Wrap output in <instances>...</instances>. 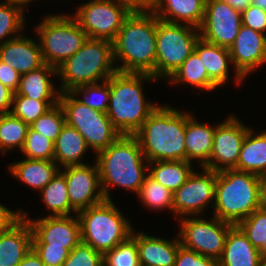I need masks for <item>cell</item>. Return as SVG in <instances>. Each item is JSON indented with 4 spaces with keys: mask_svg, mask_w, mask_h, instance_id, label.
Wrapping results in <instances>:
<instances>
[{
    "mask_svg": "<svg viewBox=\"0 0 266 266\" xmlns=\"http://www.w3.org/2000/svg\"><path fill=\"white\" fill-rule=\"evenodd\" d=\"M170 81V82H169ZM168 82L172 85H188L194 88H199L197 94H200L201 89L207 91H215L219 88L208 76L207 70L202 64L199 55L193 50L189 57L182 65L171 75Z\"/></svg>",
    "mask_w": 266,
    "mask_h": 266,
    "instance_id": "30",
    "label": "cell"
},
{
    "mask_svg": "<svg viewBox=\"0 0 266 266\" xmlns=\"http://www.w3.org/2000/svg\"><path fill=\"white\" fill-rule=\"evenodd\" d=\"M21 74L0 60V82L16 92L19 88Z\"/></svg>",
    "mask_w": 266,
    "mask_h": 266,
    "instance_id": "46",
    "label": "cell"
},
{
    "mask_svg": "<svg viewBox=\"0 0 266 266\" xmlns=\"http://www.w3.org/2000/svg\"><path fill=\"white\" fill-rule=\"evenodd\" d=\"M159 18L150 9H134L113 41L117 71L148 73L155 78L156 30Z\"/></svg>",
    "mask_w": 266,
    "mask_h": 266,
    "instance_id": "1",
    "label": "cell"
},
{
    "mask_svg": "<svg viewBox=\"0 0 266 266\" xmlns=\"http://www.w3.org/2000/svg\"><path fill=\"white\" fill-rule=\"evenodd\" d=\"M239 12H243L251 5V0H223Z\"/></svg>",
    "mask_w": 266,
    "mask_h": 266,
    "instance_id": "52",
    "label": "cell"
},
{
    "mask_svg": "<svg viewBox=\"0 0 266 266\" xmlns=\"http://www.w3.org/2000/svg\"><path fill=\"white\" fill-rule=\"evenodd\" d=\"M5 3L17 6L26 12L27 5H30L32 2L34 3L36 0H3Z\"/></svg>",
    "mask_w": 266,
    "mask_h": 266,
    "instance_id": "53",
    "label": "cell"
},
{
    "mask_svg": "<svg viewBox=\"0 0 266 266\" xmlns=\"http://www.w3.org/2000/svg\"><path fill=\"white\" fill-rule=\"evenodd\" d=\"M259 253L261 254L262 258L266 257V246H262L259 249Z\"/></svg>",
    "mask_w": 266,
    "mask_h": 266,
    "instance_id": "55",
    "label": "cell"
},
{
    "mask_svg": "<svg viewBox=\"0 0 266 266\" xmlns=\"http://www.w3.org/2000/svg\"><path fill=\"white\" fill-rule=\"evenodd\" d=\"M237 226L246 235L256 249L266 246V212L255 210L250 216L242 220Z\"/></svg>",
    "mask_w": 266,
    "mask_h": 266,
    "instance_id": "41",
    "label": "cell"
},
{
    "mask_svg": "<svg viewBox=\"0 0 266 266\" xmlns=\"http://www.w3.org/2000/svg\"><path fill=\"white\" fill-rule=\"evenodd\" d=\"M17 266H45L39 255L32 248Z\"/></svg>",
    "mask_w": 266,
    "mask_h": 266,
    "instance_id": "49",
    "label": "cell"
},
{
    "mask_svg": "<svg viewBox=\"0 0 266 266\" xmlns=\"http://www.w3.org/2000/svg\"><path fill=\"white\" fill-rule=\"evenodd\" d=\"M174 266H218L213 258L198 254L183 245L179 246Z\"/></svg>",
    "mask_w": 266,
    "mask_h": 266,
    "instance_id": "44",
    "label": "cell"
},
{
    "mask_svg": "<svg viewBox=\"0 0 266 266\" xmlns=\"http://www.w3.org/2000/svg\"><path fill=\"white\" fill-rule=\"evenodd\" d=\"M192 166L189 161H153L148 163V175L174 193L193 173Z\"/></svg>",
    "mask_w": 266,
    "mask_h": 266,
    "instance_id": "31",
    "label": "cell"
},
{
    "mask_svg": "<svg viewBox=\"0 0 266 266\" xmlns=\"http://www.w3.org/2000/svg\"><path fill=\"white\" fill-rule=\"evenodd\" d=\"M77 216L82 243L102 254L124 242L134 229L112 200L80 210Z\"/></svg>",
    "mask_w": 266,
    "mask_h": 266,
    "instance_id": "7",
    "label": "cell"
},
{
    "mask_svg": "<svg viewBox=\"0 0 266 266\" xmlns=\"http://www.w3.org/2000/svg\"><path fill=\"white\" fill-rule=\"evenodd\" d=\"M48 14L35 27L45 64L58 67L73 56L88 36L70 14Z\"/></svg>",
    "mask_w": 266,
    "mask_h": 266,
    "instance_id": "8",
    "label": "cell"
},
{
    "mask_svg": "<svg viewBox=\"0 0 266 266\" xmlns=\"http://www.w3.org/2000/svg\"><path fill=\"white\" fill-rule=\"evenodd\" d=\"M201 169V173L194 170L185 183L173 193L175 218L200 216L210 203L213 208L217 172L204 167Z\"/></svg>",
    "mask_w": 266,
    "mask_h": 266,
    "instance_id": "13",
    "label": "cell"
},
{
    "mask_svg": "<svg viewBox=\"0 0 266 266\" xmlns=\"http://www.w3.org/2000/svg\"><path fill=\"white\" fill-rule=\"evenodd\" d=\"M178 235L181 245L200 255L218 260L223 252L228 232L233 224L212 216H188L179 219Z\"/></svg>",
    "mask_w": 266,
    "mask_h": 266,
    "instance_id": "12",
    "label": "cell"
},
{
    "mask_svg": "<svg viewBox=\"0 0 266 266\" xmlns=\"http://www.w3.org/2000/svg\"><path fill=\"white\" fill-rule=\"evenodd\" d=\"M173 192L154 179L149 175L144 179L139 192L137 193L138 199L143 203L145 208H149L156 212L160 210H168L173 214Z\"/></svg>",
    "mask_w": 266,
    "mask_h": 266,
    "instance_id": "34",
    "label": "cell"
},
{
    "mask_svg": "<svg viewBox=\"0 0 266 266\" xmlns=\"http://www.w3.org/2000/svg\"><path fill=\"white\" fill-rule=\"evenodd\" d=\"M134 9L123 0H90L71 14L88 38L113 42Z\"/></svg>",
    "mask_w": 266,
    "mask_h": 266,
    "instance_id": "11",
    "label": "cell"
},
{
    "mask_svg": "<svg viewBox=\"0 0 266 266\" xmlns=\"http://www.w3.org/2000/svg\"><path fill=\"white\" fill-rule=\"evenodd\" d=\"M148 163L186 161L185 112L158 105L134 134Z\"/></svg>",
    "mask_w": 266,
    "mask_h": 266,
    "instance_id": "4",
    "label": "cell"
},
{
    "mask_svg": "<svg viewBox=\"0 0 266 266\" xmlns=\"http://www.w3.org/2000/svg\"><path fill=\"white\" fill-rule=\"evenodd\" d=\"M105 199L112 200L110 187L139 192L148 175V161L134 135H120L106 149L95 155Z\"/></svg>",
    "mask_w": 266,
    "mask_h": 266,
    "instance_id": "2",
    "label": "cell"
},
{
    "mask_svg": "<svg viewBox=\"0 0 266 266\" xmlns=\"http://www.w3.org/2000/svg\"><path fill=\"white\" fill-rule=\"evenodd\" d=\"M241 25V12L223 0H206L199 35L209 43L229 49Z\"/></svg>",
    "mask_w": 266,
    "mask_h": 266,
    "instance_id": "14",
    "label": "cell"
},
{
    "mask_svg": "<svg viewBox=\"0 0 266 266\" xmlns=\"http://www.w3.org/2000/svg\"><path fill=\"white\" fill-rule=\"evenodd\" d=\"M260 266H266V257L262 258Z\"/></svg>",
    "mask_w": 266,
    "mask_h": 266,
    "instance_id": "56",
    "label": "cell"
},
{
    "mask_svg": "<svg viewBox=\"0 0 266 266\" xmlns=\"http://www.w3.org/2000/svg\"><path fill=\"white\" fill-rule=\"evenodd\" d=\"M215 127L216 125L199 122L190 112H185L186 161L196 160L199 168L209 161Z\"/></svg>",
    "mask_w": 266,
    "mask_h": 266,
    "instance_id": "22",
    "label": "cell"
},
{
    "mask_svg": "<svg viewBox=\"0 0 266 266\" xmlns=\"http://www.w3.org/2000/svg\"><path fill=\"white\" fill-rule=\"evenodd\" d=\"M57 75V68L44 64L37 70L22 74L18 90L14 95H23L35 100H59L60 90L55 88L51 77Z\"/></svg>",
    "mask_w": 266,
    "mask_h": 266,
    "instance_id": "27",
    "label": "cell"
},
{
    "mask_svg": "<svg viewBox=\"0 0 266 266\" xmlns=\"http://www.w3.org/2000/svg\"><path fill=\"white\" fill-rule=\"evenodd\" d=\"M139 231L137 247L140 265L143 266H174L181 241L178 237L173 240L163 239Z\"/></svg>",
    "mask_w": 266,
    "mask_h": 266,
    "instance_id": "21",
    "label": "cell"
},
{
    "mask_svg": "<svg viewBox=\"0 0 266 266\" xmlns=\"http://www.w3.org/2000/svg\"><path fill=\"white\" fill-rule=\"evenodd\" d=\"M25 14L21 8L0 1V45L23 34Z\"/></svg>",
    "mask_w": 266,
    "mask_h": 266,
    "instance_id": "35",
    "label": "cell"
},
{
    "mask_svg": "<svg viewBox=\"0 0 266 266\" xmlns=\"http://www.w3.org/2000/svg\"><path fill=\"white\" fill-rule=\"evenodd\" d=\"M58 102L59 100H35L23 95H14L11 113L30 125Z\"/></svg>",
    "mask_w": 266,
    "mask_h": 266,
    "instance_id": "38",
    "label": "cell"
},
{
    "mask_svg": "<svg viewBox=\"0 0 266 266\" xmlns=\"http://www.w3.org/2000/svg\"><path fill=\"white\" fill-rule=\"evenodd\" d=\"M70 93L75 97L81 95L82 99L77 98V100L94 110L103 113H106L108 110L110 84L107 80L101 83L99 82L75 87L70 91Z\"/></svg>",
    "mask_w": 266,
    "mask_h": 266,
    "instance_id": "37",
    "label": "cell"
},
{
    "mask_svg": "<svg viewBox=\"0 0 266 266\" xmlns=\"http://www.w3.org/2000/svg\"><path fill=\"white\" fill-rule=\"evenodd\" d=\"M20 210H10L6 206L0 204V230L5 229L13 220L20 215Z\"/></svg>",
    "mask_w": 266,
    "mask_h": 266,
    "instance_id": "48",
    "label": "cell"
},
{
    "mask_svg": "<svg viewBox=\"0 0 266 266\" xmlns=\"http://www.w3.org/2000/svg\"><path fill=\"white\" fill-rule=\"evenodd\" d=\"M65 124L64 111L58 102L38 117L29 127L55 142Z\"/></svg>",
    "mask_w": 266,
    "mask_h": 266,
    "instance_id": "39",
    "label": "cell"
},
{
    "mask_svg": "<svg viewBox=\"0 0 266 266\" xmlns=\"http://www.w3.org/2000/svg\"><path fill=\"white\" fill-rule=\"evenodd\" d=\"M66 124L81 133L88 148L97 154L112 144L121 134L113 127L106 113L82 104L70 92L59 95Z\"/></svg>",
    "mask_w": 266,
    "mask_h": 266,
    "instance_id": "10",
    "label": "cell"
},
{
    "mask_svg": "<svg viewBox=\"0 0 266 266\" xmlns=\"http://www.w3.org/2000/svg\"><path fill=\"white\" fill-rule=\"evenodd\" d=\"M8 171L23 182L29 188L38 191V193L50 183L55 175L60 171L59 166L54 160L21 159L9 165Z\"/></svg>",
    "mask_w": 266,
    "mask_h": 266,
    "instance_id": "25",
    "label": "cell"
},
{
    "mask_svg": "<svg viewBox=\"0 0 266 266\" xmlns=\"http://www.w3.org/2000/svg\"><path fill=\"white\" fill-rule=\"evenodd\" d=\"M206 0H156L150 9L160 20L199 28Z\"/></svg>",
    "mask_w": 266,
    "mask_h": 266,
    "instance_id": "23",
    "label": "cell"
},
{
    "mask_svg": "<svg viewBox=\"0 0 266 266\" xmlns=\"http://www.w3.org/2000/svg\"><path fill=\"white\" fill-rule=\"evenodd\" d=\"M39 193L44 205L50 211L46 216L77 214V211L70 204L65 176L60 171Z\"/></svg>",
    "mask_w": 266,
    "mask_h": 266,
    "instance_id": "32",
    "label": "cell"
},
{
    "mask_svg": "<svg viewBox=\"0 0 266 266\" xmlns=\"http://www.w3.org/2000/svg\"><path fill=\"white\" fill-rule=\"evenodd\" d=\"M262 256L237 226L233 225L226 238L218 266H260Z\"/></svg>",
    "mask_w": 266,
    "mask_h": 266,
    "instance_id": "24",
    "label": "cell"
},
{
    "mask_svg": "<svg viewBox=\"0 0 266 266\" xmlns=\"http://www.w3.org/2000/svg\"><path fill=\"white\" fill-rule=\"evenodd\" d=\"M15 92L0 82V115L11 113Z\"/></svg>",
    "mask_w": 266,
    "mask_h": 266,
    "instance_id": "47",
    "label": "cell"
},
{
    "mask_svg": "<svg viewBox=\"0 0 266 266\" xmlns=\"http://www.w3.org/2000/svg\"><path fill=\"white\" fill-rule=\"evenodd\" d=\"M116 71L113 42L87 38L73 56L57 67L61 80L58 88L60 93L70 92L75 87L106 81Z\"/></svg>",
    "mask_w": 266,
    "mask_h": 266,
    "instance_id": "6",
    "label": "cell"
},
{
    "mask_svg": "<svg viewBox=\"0 0 266 266\" xmlns=\"http://www.w3.org/2000/svg\"><path fill=\"white\" fill-rule=\"evenodd\" d=\"M20 214L27 219L32 228V244H50V246L64 247L70 252L82 242L77 214L30 219L29 214L22 208Z\"/></svg>",
    "mask_w": 266,
    "mask_h": 266,
    "instance_id": "16",
    "label": "cell"
},
{
    "mask_svg": "<svg viewBox=\"0 0 266 266\" xmlns=\"http://www.w3.org/2000/svg\"><path fill=\"white\" fill-rule=\"evenodd\" d=\"M133 9H151L156 0H123Z\"/></svg>",
    "mask_w": 266,
    "mask_h": 266,
    "instance_id": "50",
    "label": "cell"
},
{
    "mask_svg": "<svg viewBox=\"0 0 266 266\" xmlns=\"http://www.w3.org/2000/svg\"><path fill=\"white\" fill-rule=\"evenodd\" d=\"M255 134L250 127L241 145L236 170L266 177V129Z\"/></svg>",
    "mask_w": 266,
    "mask_h": 266,
    "instance_id": "28",
    "label": "cell"
},
{
    "mask_svg": "<svg viewBox=\"0 0 266 266\" xmlns=\"http://www.w3.org/2000/svg\"><path fill=\"white\" fill-rule=\"evenodd\" d=\"M251 5L266 11V0H251Z\"/></svg>",
    "mask_w": 266,
    "mask_h": 266,
    "instance_id": "54",
    "label": "cell"
},
{
    "mask_svg": "<svg viewBox=\"0 0 266 266\" xmlns=\"http://www.w3.org/2000/svg\"><path fill=\"white\" fill-rule=\"evenodd\" d=\"M21 152L29 159L53 160L54 142L29 127Z\"/></svg>",
    "mask_w": 266,
    "mask_h": 266,
    "instance_id": "40",
    "label": "cell"
},
{
    "mask_svg": "<svg viewBox=\"0 0 266 266\" xmlns=\"http://www.w3.org/2000/svg\"><path fill=\"white\" fill-rule=\"evenodd\" d=\"M32 248L45 266H62L69 255L66 248L50 246V244H32Z\"/></svg>",
    "mask_w": 266,
    "mask_h": 266,
    "instance_id": "43",
    "label": "cell"
},
{
    "mask_svg": "<svg viewBox=\"0 0 266 266\" xmlns=\"http://www.w3.org/2000/svg\"><path fill=\"white\" fill-rule=\"evenodd\" d=\"M93 163L60 169L65 176L70 204L77 212L105 200L99 169L96 161Z\"/></svg>",
    "mask_w": 266,
    "mask_h": 266,
    "instance_id": "17",
    "label": "cell"
},
{
    "mask_svg": "<svg viewBox=\"0 0 266 266\" xmlns=\"http://www.w3.org/2000/svg\"><path fill=\"white\" fill-rule=\"evenodd\" d=\"M62 266H103V254L81 242L69 252Z\"/></svg>",
    "mask_w": 266,
    "mask_h": 266,
    "instance_id": "42",
    "label": "cell"
},
{
    "mask_svg": "<svg viewBox=\"0 0 266 266\" xmlns=\"http://www.w3.org/2000/svg\"><path fill=\"white\" fill-rule=\"evenodd\" d=\"M0 60L21 75L45 64L39 41L23 34L0 45Z\"/></svg>",
    "mask_w": 266,
    "mask_h": 266,
    "instance_id": "20",
    "label": "cell"
},
{
    "mask_svg": "<svg viewBox=\"0 0 266 266\" xmlns=\"http://www.w3.org/2000/svg\"><path fill=\"white\" fill-rule=\"evenodd\" d=\"M156 80L148 73L116 71L107 81L110 98L106 112L113 127L121 135H134L158 106L145 100L143 84Z\"/></svg>",
    "mask_w": 266,
    "mask_h": 266,
    "instance_id": "3",
    "label": "cell"
},
{
    "mask_svg": "<svg viewBox=\"0 0 266 266\" xmlns=\"http://www.w3.org/2000/svg\"><path fill=\"white\" fill-rule=\"evenodd\" d=\"M29 125L12 113L0 115V152L9 153L11 149L22 150ZM8 151V152H7Z\"/></svg>",
    "mask_w": 266,
    "mask_h": 266,
    "instance_id": "33",
    "label": "cell"
},
{
    "mask_svg": "<svg viewBox=\"0 0 266 266\" xmlns=\"http://www.w3.org/2000/svg\"><path fill=\"white\" fill-rule=\"evenodd\" d=\"M250 127L234 115L216 124L209 161L203 166L216 172L236 169L245 135Z\"/></svg>",
    "mask_w": 266,
    "mask_h": 266,
    "instance_id": "15",
    "label": "cell"
},
{
    "mask_svg": "<svg viewBox=\"0 0 266 266\" xmlns=\"http://www.w3.org/2000/svg\"><path fill=\"white\" fill-rule=\"evenodd\" d=\"M259 209L266 212V177L261 178L259 186Z\"/></svg>",
    "mask_w": 266,
    "mask_h": 266,
    "instance_id": "51",
    "label": "cell"
},
{
    "mask_svg": "<svg viewBox=\"0 0 266 266\" xmlns=\"http://www.w3.org/2000/svg\"><path fill=\"white\" fill-rule=\"evenodd\" d=\"M241 20L242 25L266 35V11L250 5L241 13Z\"/></svg>",
    "mask_w": 266,
    "mask_h": 266,
    "instance_id": "45",
    "label": "cell"
},
{
    "mask_svg": "<svg viewBox=\"0 0 266 266\" xmlns=\"http://www.w3.org/2000/svg\"><path fill=\"white\" fill-rule=\"evenodd\" d=\"M199 28L157 21L155 79L168 80L193 52Z\"/></svg>",
    "mask_w": 266,
    "mask_h": 266,
    "instance_id": "9",
    "label": "cell"
},
{
    "mask_svg": "<svg viewBox=\"0 0 266 266\" xmlns=\"http://www.w3.org/2000/svg\"><path fill=\"white\" fill-rule=\"evenodd\" d=\"M103 266H140L135 229L124 242L103 254Z\"/></svg>",
    "mask_w": 266,
    "mask_h": 266,
    "instance_id": "36",
    "label": "cell"
},
{
    "mask_svg": "<svg viewBox=\"0 0 266 266\" xmlns=\"http://www.w3.org/2000/svg\"><path fill=\"white\" fill-rule=\"evenodd\" d=\"M234 65L235 83L241 85L248 75L266 63V35L241 25L229 48Z\"/></svg>",
    "mask_w": 266,
    "mask_h": 266,
    "instance_id": "18",
    "label": "cell"
},
{
    "mask_svg": "<svg viewBox=\"0 0 266 266\" xmlns=\"http://www.w3.org/2000/svg\"><path fill=\"white\" fill-rule=\"evenodd\" d=\"M261 178L236 169L217 172L213 216L237 225L259 209Z\"/></svg>",
    "mask_w": 266,
    "mask_h": 266,
    "instance_id": "5",
    "label": "cell"
},
{
    "mask_svg": "<svg viewBox=\"0 0 266 266\" xmlns=\"http://www.w3.org/2000/svg\"><path fill=\"white\" fill-rule=\"evenodd\" d=\"M89 150L85 139L75 128L65 124L54 142V162L59 168L84 165V155ZM61 166V167H60Z\"/></svg>",
    "mask_w": 266,
    "mask_h": 266,
    "instance_id": "29",
    "label": "cell"
},
{
    "mask_svg": "<svg viewBox=\"0 0 266 266\" xmlns=\"http://www.w3.org/2000/svg\"><path fill=\"white\" fill-rule=\"evenodd\" d=\"M32 228L21 214L0 230V266H17L32 249Z\"/></svg>",
    "mask_w": 266,
    "mask_h": 266,
    "instance_id": "19",
    "label": "cell"
},
{
    "mask_svg": "<svg viewBox=\"0 0 266 266\" xmlns=\"http://www.w3.org/2000/svg\"><path fill=\"white\" fill-rule=\"evenodd\" d=\"M194 51L199 55L209 78L218 87H223L229 82L230 66L234 65L228 48L209 43L199 37Z\"/></svg>",
    "mask_w": 266,
    "mask_h": 266,
    "instance_id": "26",
    "label": "cell"
}]
</instances>
